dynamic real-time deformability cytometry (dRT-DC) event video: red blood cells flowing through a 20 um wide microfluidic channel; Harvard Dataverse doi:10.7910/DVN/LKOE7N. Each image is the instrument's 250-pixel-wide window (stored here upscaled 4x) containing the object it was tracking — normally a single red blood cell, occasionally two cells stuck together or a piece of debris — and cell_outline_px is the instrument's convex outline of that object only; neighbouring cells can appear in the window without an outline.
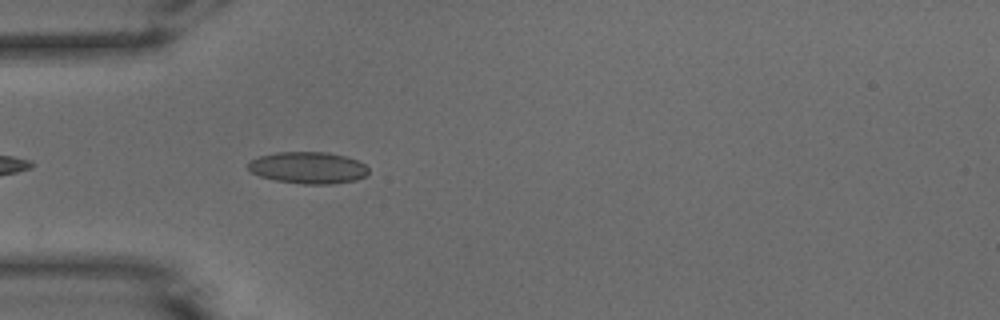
{"species": "common noctule bat (a hibernating species)", "species_latin": "Nyctalus noctula", "temperature_condition": "warm", "stored_images_in_passage": 7, "camera_frame_rate_fps": 3000, "um_per_image_px": 0.085, "animal": {"sex": "male", "body_mass_g": 15.6}, "frame": {"image": 1, "passage_image": 3, "time_ms": 0.667, "image_size_px": [1000, 320], "cell_outline_px": [[368, 172], [364, 176], [356, 180], [332, 184], [300, 184], [276, 180], [260, 176], [252, 172], [248, 168], [248, 160], [260, 156], [276, 152], [328, 152], [344, 156], [356, 160], [364, 164], [368, 168]], "centroid_in_image_um": [26.17, 14.25], "position_along_channel_um": 58.8, "area_um2": 22.25}}